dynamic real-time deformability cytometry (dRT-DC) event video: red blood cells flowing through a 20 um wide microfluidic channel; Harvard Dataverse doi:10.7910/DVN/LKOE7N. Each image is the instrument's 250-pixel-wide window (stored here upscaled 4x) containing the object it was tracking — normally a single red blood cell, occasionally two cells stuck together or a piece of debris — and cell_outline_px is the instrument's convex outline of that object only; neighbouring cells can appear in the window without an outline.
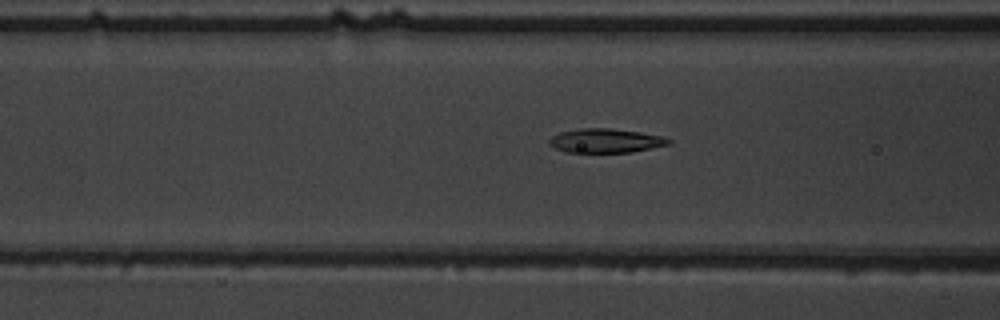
{"species": "common noctule bat (a hibernating species)", "species_latin": "Nyctalus noctula", "temperature_condition": "warm", "stored_images_in_passage": 55, "camera_frame_rate_fps": 3000, "um_per_image_px": 0.085, "animal": {"sex": "male", "body_mass_g": 19.5, "forearm_length_mm": 54.6}, "frame": {"image": 1, "passage_image": 23, "time_ms": 7.333, "image_size_px": [1000, 320], "cell_outline_px": [[672, 144], [632, 152], [568, 152], [556, 148], [548, 144], [548, 140], [552, 136], [560, 132], [580, 128], [612, 128], [640, 132], [664, 136], [672, 140]], "centroid_in_image_um": [51.52, 11.95], "position_along_channel_um": 115.1, "area_um2": 16.88}}
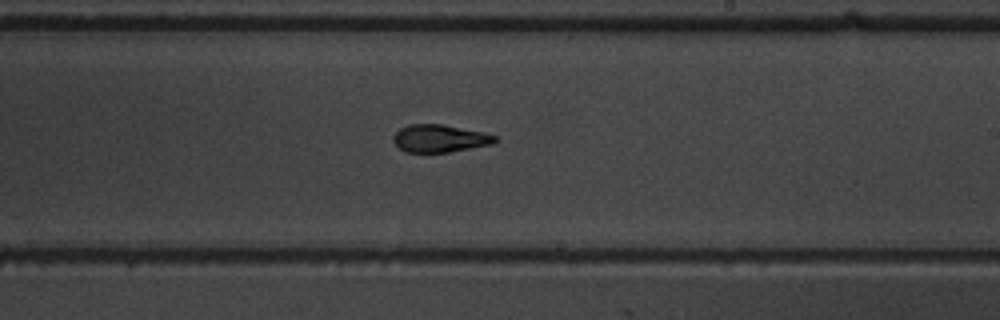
{"frame": {"image": 2, "passage_image": 34, "time_ms": 11.0, "image_size_px": [1000, 320], "cell_outline_px": [[500, 140], [492, 144], [448, 152], [404, 152], [392, 140], [392, 136], [400, 128], [408, 124], [444, 124], [484, 132], [496, 136]], "centroid_in_image_um": [37.38, 11.75], "position_along_channel_um": 251.6, "area_um2": 16.47}}
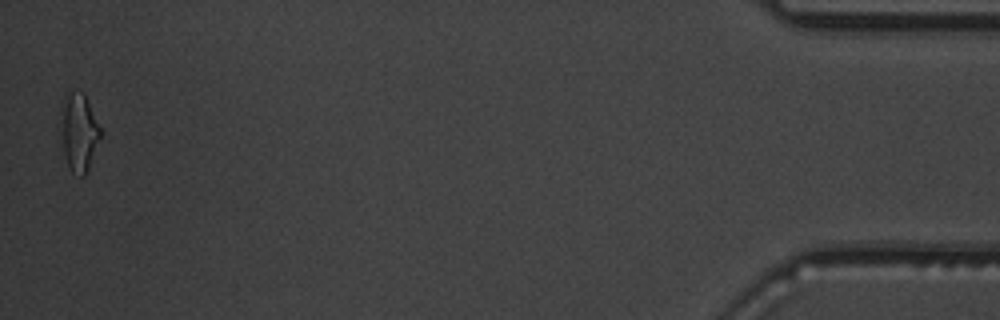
{"frame": {"image": 3, "passage_image": 55, "time_ms": 18.0, "image_size_px": [1000, 320], "cell_outline_px": [[100, 136], [88, 168], [84, 176], [80, 176], [72, 172], [68, 164], [64, 152], [64, 108], [68, 92], [72, 88], [84, 92], [100, 128]], "centroid_in_image_um": [6.76, 11.22], "position_along_channel_um": 428.4, "area_um2": 16.7}, "authors_computed_cell_mechanics": {"area_um2": 17.051, "velocity_mm_per_s": 3.7243, "shape_relaxation_time_tau1_ms": 4.574, "shape_relaxation_time_tau2_ms": 1.7845, "deformation_change_tau1": 0.2132, "deformation_change_tau2": 0.0964}}